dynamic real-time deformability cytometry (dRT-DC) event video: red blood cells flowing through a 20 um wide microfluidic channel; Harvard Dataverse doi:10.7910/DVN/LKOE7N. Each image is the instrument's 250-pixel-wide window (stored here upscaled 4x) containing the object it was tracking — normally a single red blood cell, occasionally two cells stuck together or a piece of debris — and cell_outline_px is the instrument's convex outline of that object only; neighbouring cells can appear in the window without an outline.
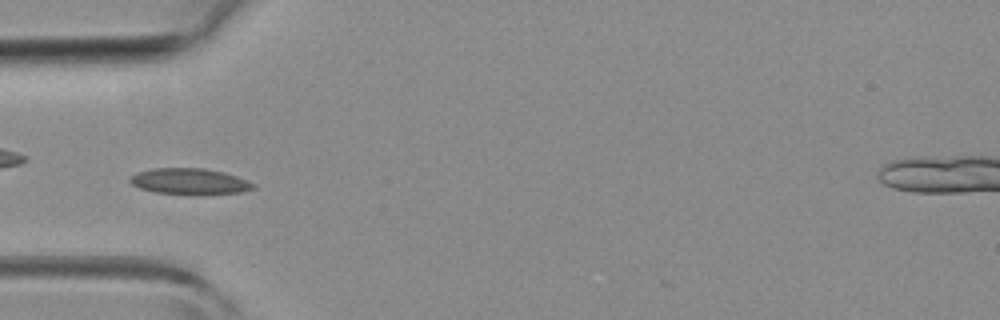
{"species": "common noctule bat (a hibernating species)", "species_latin": "Nyctalus noctula", "temperature_condition": "room temperature", "stored_images_in_passage": 34, "camera_frame_rate_fps": 3000, "um_per_image_px": 0.085, "animal": {"sex": "female", "body_mass_g": 19.3, "forearm_length_mm": 54.1}, "frame": {"image": 1, "passage_image": 6, "time_ms": 1.667, "image_size_px": [1000, 320], "cell_outline_px": [[256, 188], [240, 192], [156, 192], [140, 188], [132, 184], [128, 180], [136, 172], [152, 168], [204, 168], [224, 172], [236, 176], [256, 184]], "centroid_in_image_um": [16.09, 15.37], "position_along_channel_um": 68.9, "area_um2": 17.86}}
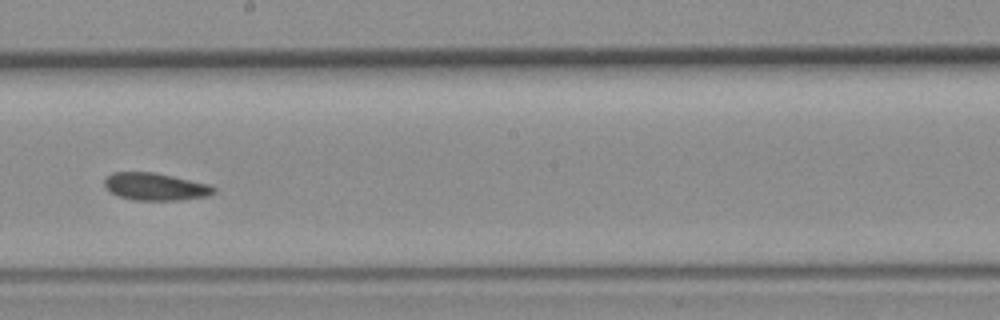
{"frame": {"image": 2, "passage_image": 17, "time_ms": 5.333, "image_size_px": [1000, 320], "cell_outline_px": [[216, 192], [208, 196], [180, 200], [136, 200], [116, 196], [108, 192], [104, 188], [104, 180], [112, 172], [152, 172], [212, 184], [216, 188]], "centroid_in_image_um": [13.2, 15.87], "position_along_channel_um": 235.0, "area_um2": 17.74}}
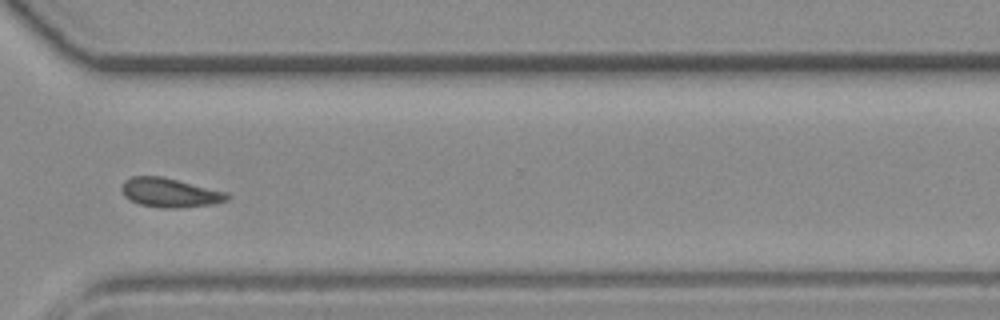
{"frame": {"image": 3, "passage_image": 25, "time_ms": 8.0, "image_size_px": [1000, 320], "cell_outline_px": [[232, 196], [228, 200], [212, 204], [176, 208], [160, 208], [140, 204], [124, 196], [120, 188], [120, 184], [124, 180], [132, 176], [160, 176], [228, 192]], "centroid_in_image_um": [14.43, 16.37], "position_along_channel_um": 356.2, "area_um2": 17.98}}